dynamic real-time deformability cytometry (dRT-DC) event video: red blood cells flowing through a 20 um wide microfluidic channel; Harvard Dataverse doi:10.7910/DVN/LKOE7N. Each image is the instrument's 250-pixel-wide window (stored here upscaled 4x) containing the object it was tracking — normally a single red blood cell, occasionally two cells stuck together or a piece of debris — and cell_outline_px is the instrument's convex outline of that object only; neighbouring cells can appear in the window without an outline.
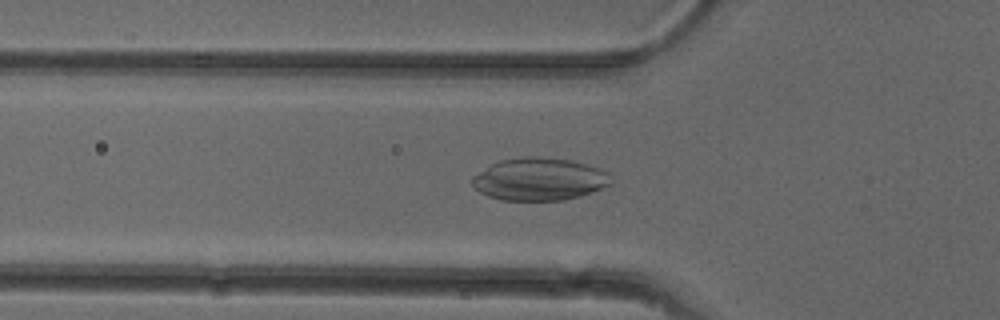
{"species": "common noctule bat (a hibernating species)", "species_latin": "Nyctalus noctula", "temperature_condition": "cold", "stored_images_in_passage": 39, "camera_frame_rate_fps": 3000, "um_per_image_px": 0.085, "animal": {"sex": "female"}, "frame": {"image": 1, "passage_image": 11, "time_ms": 3.333, "image_size_px": [1000, 320], "cell_outline_px": [[612, 184], [592, 192], [580, 196], [564, 200], [500, 200], [488, 196], [480, 192], [472, 184], [472, 176], [492, 164], [500, 160], [524, 156], [536, 156], [572, 160], [608, 172]], "centroid_in_image_um": [45.83, 15.23], "position_along_channel_um": 80.0, "area_um2": 34.33}}
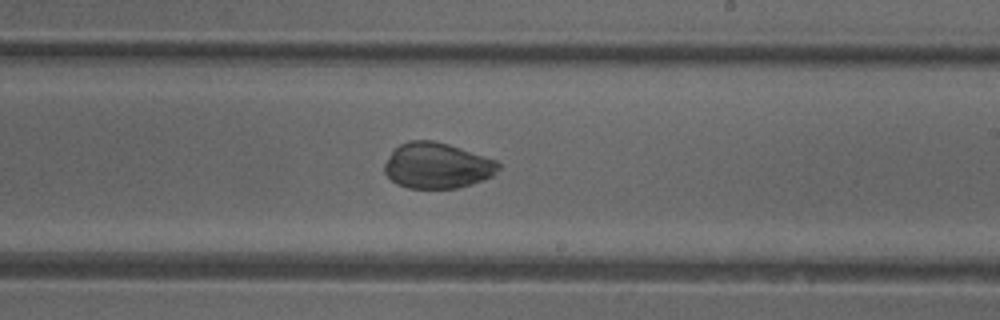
{"frame": {"image": 2, "passage_image": 24, "time_ms": 7.667, "image_size_px": [1000, 320], "cell_outline_px": [[500, 168], [492, 176], [472, 184], [456, 188], [408, 188], [396, 184], [384, 172], [384, 164], [392, 152], [400, 144], [408, 140], [432, 140], [448, 144], [496, 160], [500, 164]], "centroid_in_image_um": [37.15, 14.08], "position_along_channel_um": 251.9, "area_um2": 30.23}}
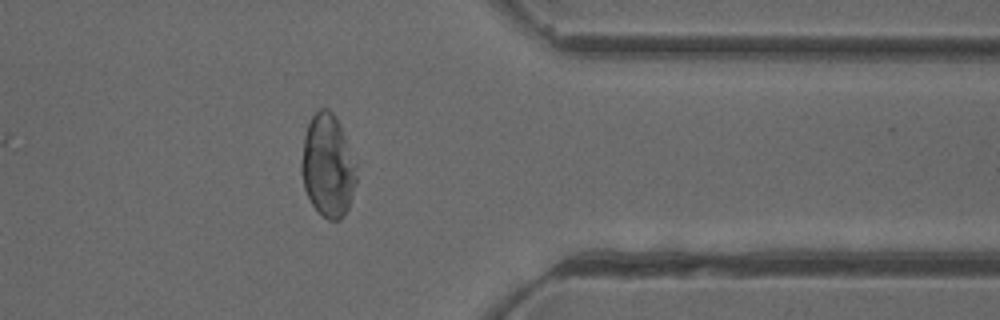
{"frame": {"image": 3, "passage_image": 35, "time_ms": 11.333, "image_size_px": [1000, 320], "cell_outline_px": [[356, 184], [348, 208], [344, 216], [340, 220], [328, 220], [312, 204], [304, 188], [300, 168], [300, 160], [304, 136], [308, 124], [312, 116], [320, 108], [328, 108], [332, 112], [344, 136], [356, 164]], "centroid_in_image_um": [27.84, 14.11], "position_along_channel_um": 383.6, "area_um2": 32.66}}